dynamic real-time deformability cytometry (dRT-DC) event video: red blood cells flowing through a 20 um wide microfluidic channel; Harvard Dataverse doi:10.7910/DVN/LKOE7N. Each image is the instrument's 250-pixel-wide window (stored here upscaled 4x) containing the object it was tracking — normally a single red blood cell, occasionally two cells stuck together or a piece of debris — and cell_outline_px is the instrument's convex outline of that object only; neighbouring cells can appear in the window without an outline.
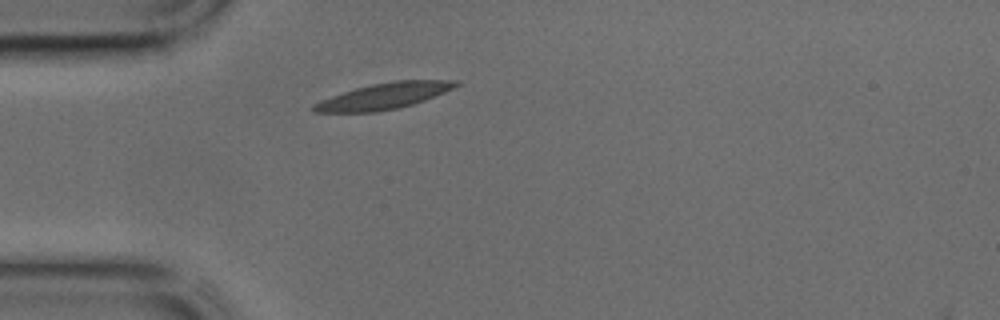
{"species": "common noctule bat (a hibernating species)", "species_latin": "Nyctalus noctula", "temperature_condition": "cold", "stored_images_in_passage": 33, "camera_frame_rate_fps": 3000, "um_per_image_px": 0.085, "animal": {"sex": "male", "body_mass_g": 17.9, "forearm_length_mm": 54.2}, "frame": {"image": 1, "passage_image": 1, "time_ms": 0.0, "image_size_px": [1000, 320], "cell_outline_px": [[460, 84], [444, 92], [424, 100], [412, 104], [396, 108], [376, 112], [312, 112], [312, 104], [320, 100], [356, 88], [372, 84], [396, 80], [460, 80]], "centroid_in_image_um": [32.62, 8.16], "position_along_channel_um": 52.4, "area_um2": 21.33}}
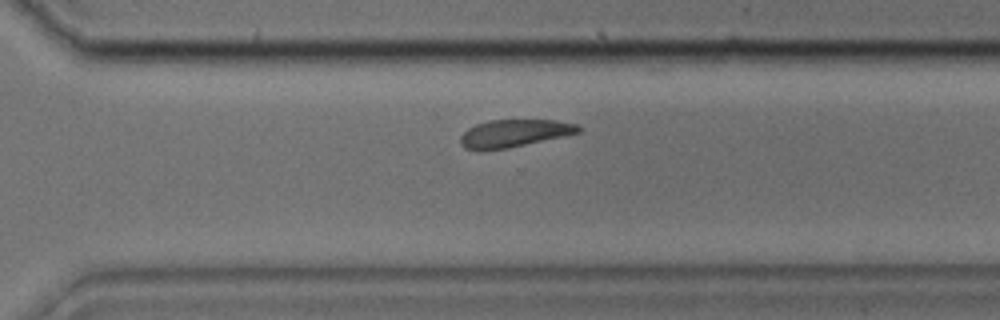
{"frame": {"image": 2, "passage_image": 20, "time_ms": 6.333, "image_size_px": [1000, 320], "cell_outline_px": [[584, 128], [580, 132], [564, 136], [508, 148], [464, 148], [460, 144], [460, 136], [468, 128], [476, 124], [488, 120], [556, 120], [576, 124]], "centroid_in_image_um": [43.76, 11.3], "position_along_channel_um": 326.8, "area_um2": 18.61}}
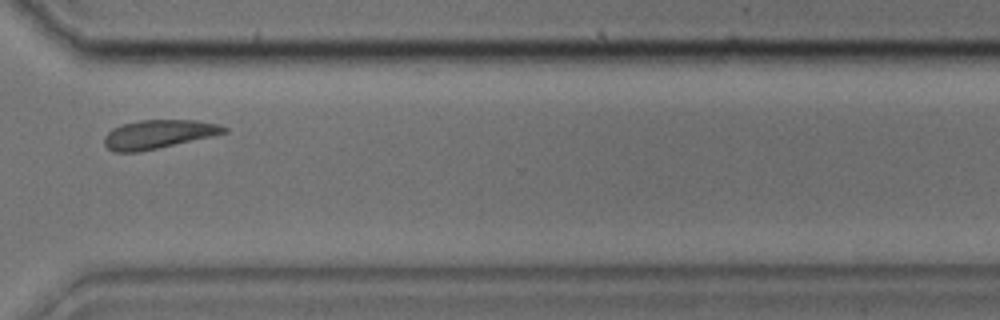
{"frame": {"image": 3, "passage_image": 22, "time_ms": 7.0, "image_size_px": [1000, 320], "cell_outline_px": [[228, 132], [212, 136], [156, 148], [136, 152], [112, 152], [104, 144], [104, 136], [112, 128], [120, 124], [140, 120], [196, 120], [216, 124], [228, 128]], "centroid_in_image_um": [13.42, 11.4], "position_along_channel_um": 357.2, "area_um2": 19.88}}